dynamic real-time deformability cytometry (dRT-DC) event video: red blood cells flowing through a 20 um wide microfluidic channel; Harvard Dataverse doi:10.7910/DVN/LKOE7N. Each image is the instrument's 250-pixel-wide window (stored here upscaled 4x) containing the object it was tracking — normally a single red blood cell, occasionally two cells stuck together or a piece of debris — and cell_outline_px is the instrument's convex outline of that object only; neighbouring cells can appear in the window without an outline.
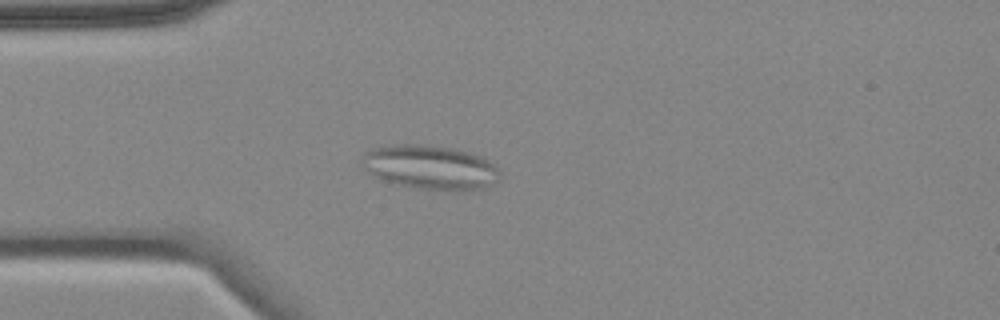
{"species": "common noctule bat (a hibernating species)", "species_latin": "Nyctalus noctula", "temperature_condition": "cold", "stored_images_in_passage": 5, "camera_frame_rate_fps": 3000, "um_per_image_px": 0.085, "animal": {"sex": "female", "body_mass_g": 18.4}, "frame": {"image": 1, "passage_image": 5, "time_ms": 4.667, "image_size_px": [1000, 320], "cell_outline_px": [[500, 180], [484, 188], [468, 192], [456, 192], [420, 188], [400, 184], [376, 176], [368, 172], [360, 164], [360, 160], [364, 152], [376, 148], [400, 144], [420, 144], [452, 148], [468, 152], [480, 156], [488, 160], [500, 172]], "centroid_in_image_um": [36.62, 14.24], "position_along_channel_um": 48.4, "area_um2": 35.55}}